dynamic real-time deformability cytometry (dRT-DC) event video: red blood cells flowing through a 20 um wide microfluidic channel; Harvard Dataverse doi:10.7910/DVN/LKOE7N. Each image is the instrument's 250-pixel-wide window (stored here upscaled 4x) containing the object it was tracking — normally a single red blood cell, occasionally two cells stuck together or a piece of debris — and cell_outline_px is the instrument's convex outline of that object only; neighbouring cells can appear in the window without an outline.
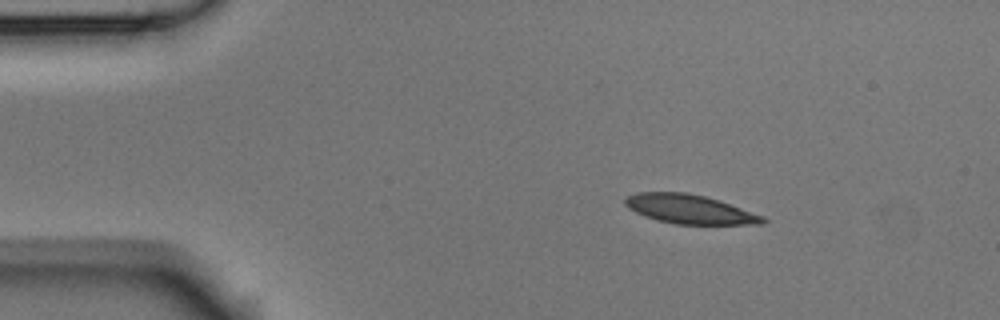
{"species": "Egyptian fruit bat (a non-hibernating species)", "species_latin": "Rousettus aegyptiacus", "temperature_condition": "room temperature", "stored_images_in_passage": 46, "camera_frame_rate_fps": 3000, "um_per_image_px": 0.085, "animal": {"sex": "male"}, "frame": {"image": 1, "passage_image": 1, "time_ms": 0.0, "image_size_px": [1000, 320], "cell_outline_px": [[768, 220], [764, 224], [676, 224], [656, 220], [644, 216], [628, 208], [624, 204], [624, 200], [628, 196], [636, 192], [688, 192], [720, 200], [764, 216]], "centroid_in_image_um": [58.63, 17.78], "position_along_channel_um": 26.4, "area_um2": 23.47}}
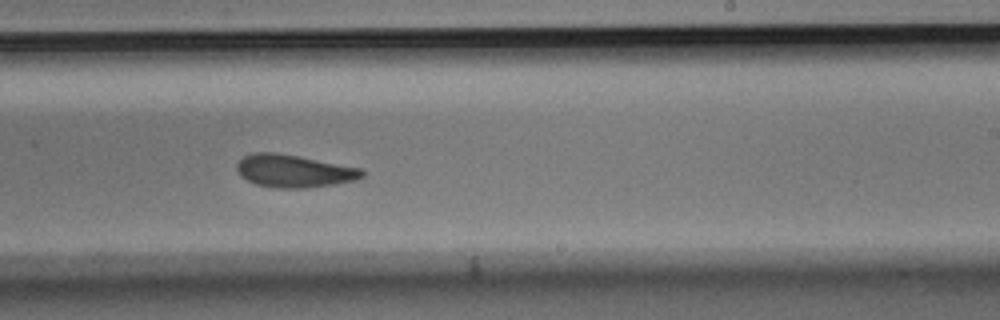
{"frame": {"image": 2, "passage_image": 25, "time_ms": 8.0, "image_size_px": [1000, 320], "cell_outline_px": [[364, 176], [356, 180], [336, 184], [304, 188], [280, 188], [256, 184], [240, 176], [236, 172], [236, 164], [244, 156], [256, 152], [276, 152], [300, 156], [360, 168], [364, 172]], "centroid_in_image_um": [24.97, 14.53], "position_along_channel_um": 264.0, "area_um2": 23.87}}
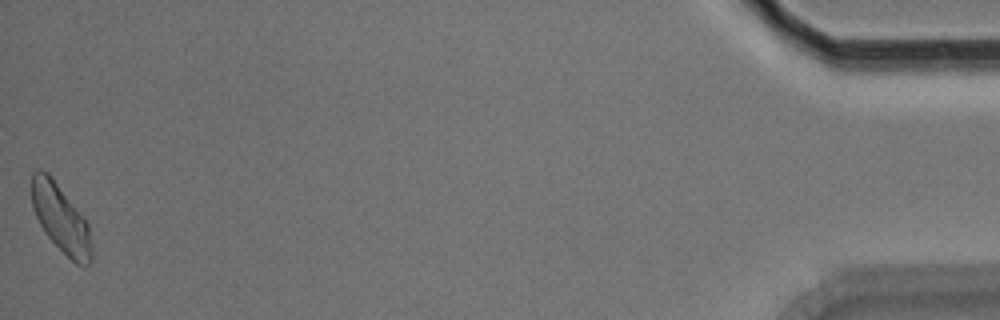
{"frame": {"image": 3, "passage_image": 46, "time_ms": 15.0, "image_size_px": [1000, 320], "cell_outline_px": [[92, 260], [84, 268], [76, 264], [44, 232], [32, 208], [32, 172], [36, 168], [40, 168], [48, 172], [84, 216], [88, 224], [92, 252]], "centroid_in_image_um": [5.17, 18.55], "position_along_channel_um": 430.0, "area_um2": 23.76}, "authors_computed_cell_mechanics": {"area_um2": 23.987, "velocity_mm_per_s": 3.7465, "shape_relaxation_time_tau1_ms": 9.8444, "shape_relaxation_time_tau2_ms": 4.9489, "deformation_change_tau1": 0.1772, "deformation_change_tau2": 0.1147}}